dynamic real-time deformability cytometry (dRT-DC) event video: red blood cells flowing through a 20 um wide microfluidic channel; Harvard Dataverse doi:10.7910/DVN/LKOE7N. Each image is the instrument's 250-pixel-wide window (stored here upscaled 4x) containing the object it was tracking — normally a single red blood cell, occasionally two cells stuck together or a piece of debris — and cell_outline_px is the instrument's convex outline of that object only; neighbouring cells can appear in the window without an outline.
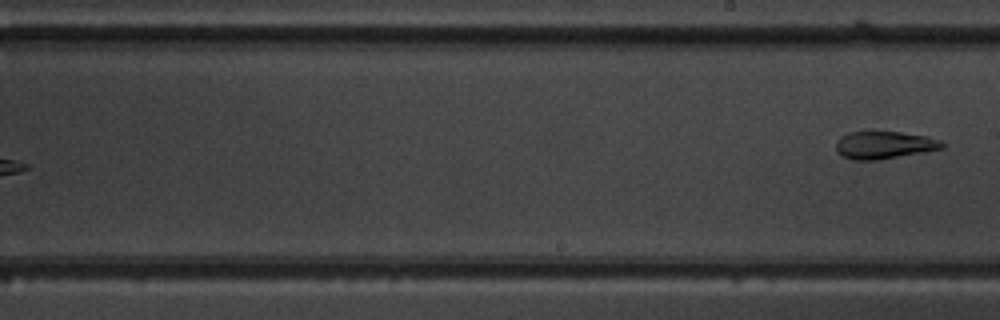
{"species": "common noctule bat (a hibernating species)", "species_latin": "Nyctalus noctula", "temperature_condition": "warm", "stored_images_in_passage": 10, "segment_of_instrument_passage": [2, 2], "camera_frame_rate_fps": 3000, "um_per_image_px": 0.085, "animal": {"sex": "male", "body_mass_g": 19.5, "forearm_length_mm": 54.6}, "frame": {"image": 1, "passage_image": 10, "time_ms": 11.333, "image_size_px": [1000, 320], "cell_outline_px": [[944, 148], [924, 152], [880, 160], [852, 160], [840, 156], [836, 152], [836, 140], [840, 136], [848, 132], [872, 128], [900, 132], [924, 136], [940, 140], [944, 144]], "centroid_in_image_um": [75.06, 12.29], "position_along_channel_um": 213.9, "area_um2": 17.92}}